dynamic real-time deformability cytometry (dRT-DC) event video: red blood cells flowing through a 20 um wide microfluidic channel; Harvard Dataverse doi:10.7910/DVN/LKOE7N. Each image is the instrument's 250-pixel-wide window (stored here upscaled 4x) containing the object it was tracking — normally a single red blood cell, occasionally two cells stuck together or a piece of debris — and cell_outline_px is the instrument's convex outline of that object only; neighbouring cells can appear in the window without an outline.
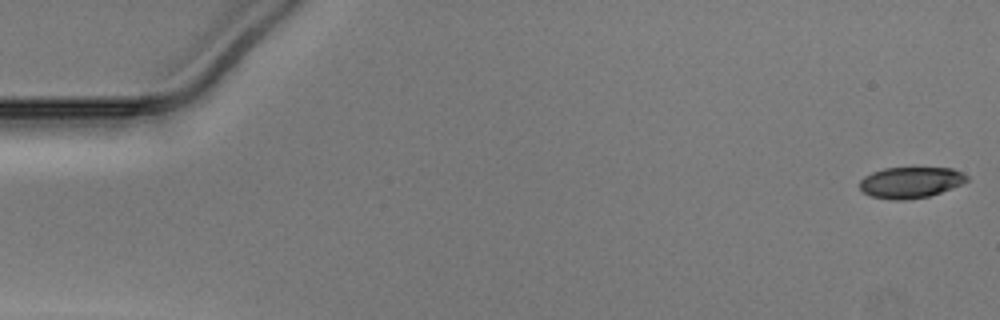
{"species": "Egyptian fruit bat (a non-hibernating species)", "species_latin": "Rousettus aegyptiacus", "temperature_condition": "warm", "stored_images_in_passage": 48, "camera_frame_rate_fps": 3000, "um_per_image_px": 0.085, "animal": {"sex": "male"}, "frame": {"image": 1, "passage_image": 1, "time_ms": 0.0, "image_size_px": [1000, 320], "cell_outline_px": [[968, 180], [960, 184], [940, 192], [928, 196], [904, 200], [892, 200], [872, 196], [864, 192], [860, 188], [860, 180], [864, 176], [872, 172], [884, 168], [952, 168], [968, 176]], "centroid_in_image_um": [77.37, 15.5], "position_along_channel_um": 7.6, "area_um2": 19.13}}
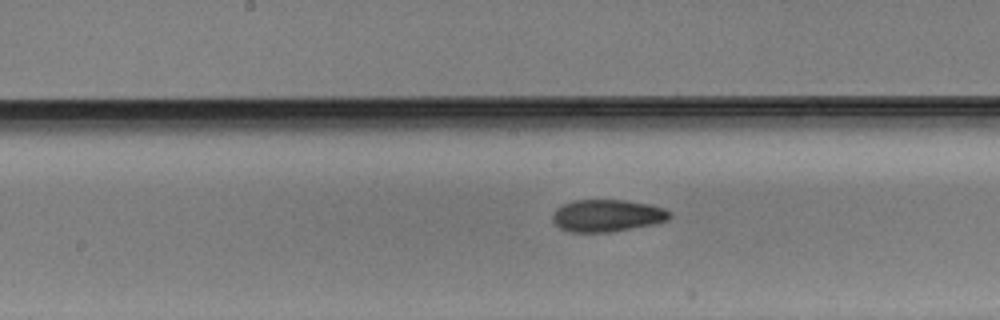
{"frame": {"image": 2, "passage_image": 26, "time_ms": 8.333, "image_size_px": [1000, 320], "cell_outline_px": [[672, 216], [668, 220], [652, 224], [608, 232], [568, 232], [560, 228], [552, 220], [552, 212], [556, 208], [564, 204], [576, 200], [624, 200], [648, 204], [664, 208], [672, 212]], "centroid_in_image_um": [51.59, 18.32], "position_along_channel_um": 196.6, "area_um2": 21.91}}
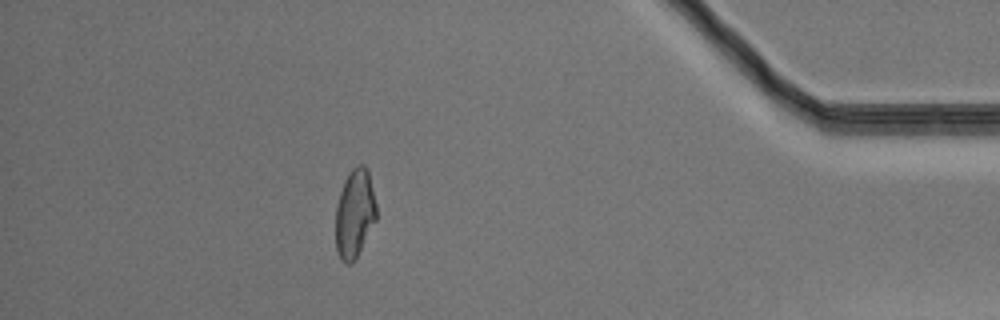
{"frame": {"image": 3, "passage_image": 45, "time_ms": 14.667, "image_size_px": [1000, 320], "cell_outline_px": [[376, 220], [352, 264], [344, 264], [340, 260], [336, 248], [336, 204], [344, 180], [352, 168], [356, 164], [364, 164], [368, 168], [376, 204]], "centroid_in_image_um": [30.14, 18.13], "position_along_channel_um": 405.1, "area_um2": 21.15}}